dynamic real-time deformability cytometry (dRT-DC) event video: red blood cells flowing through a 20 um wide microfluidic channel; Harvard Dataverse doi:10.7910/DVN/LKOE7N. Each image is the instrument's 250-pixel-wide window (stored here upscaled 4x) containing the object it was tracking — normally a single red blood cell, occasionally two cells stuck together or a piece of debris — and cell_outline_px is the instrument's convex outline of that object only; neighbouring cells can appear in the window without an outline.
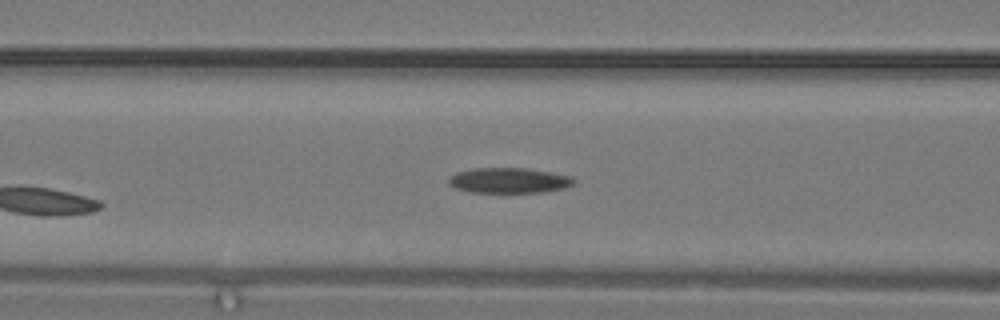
{"species": "common noctule bat (a hibernating species)", "species_latin": "Nyctalus noctula", "temperature_condition": "warm", "stored_images_in_passage": 7, "camera_frame_rate_fps": 3000, "um_per_image_px": 0.085, "animal": {"sex": "male", "body_mass_g": 19.2, "forearm_length_mm": 51.8}, "frame": {"image": 1, "passage_image": 7, "time_ms": 2.0, "image_size_px": [1000, 320], "cell_outline_px": [[576, 180], [572, 184], [564, 188], [544, 192], [472, 192], [456, 188], [448, 184], [448, 180], [456, 172], [472, 168], [524, 168], [572, 176]], "centroid_in_image_um": [43.25, 15.33], "position_along_channel_um": 123.3, "area_um2": 18.32}}